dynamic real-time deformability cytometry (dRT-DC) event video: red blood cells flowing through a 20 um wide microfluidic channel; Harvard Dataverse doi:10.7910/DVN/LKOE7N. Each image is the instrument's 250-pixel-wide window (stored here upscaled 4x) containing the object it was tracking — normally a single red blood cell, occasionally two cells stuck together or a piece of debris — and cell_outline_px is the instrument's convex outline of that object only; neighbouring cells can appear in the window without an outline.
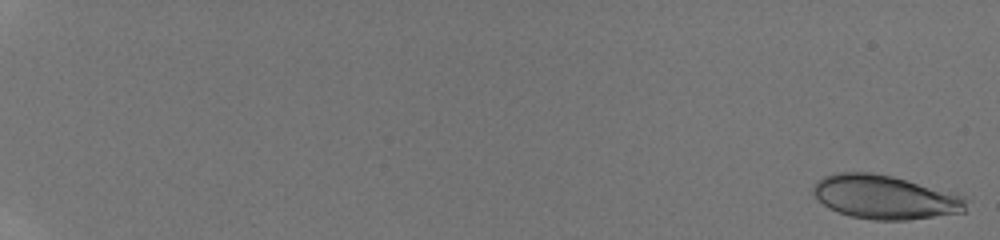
{"species": "human", "species_latin": "Homo sapiens", "temperature_condition": "room temperature", "stored_images_in_passage": 69, "camera_frame_rate_fps": 3000, "um_per_image_px": 0.085, "donor": {"sex": "male"}, "frame": {"image": 1, "passage_image": 1, "time_ms": 0.0, "image_size_px": [1000, 240], "cell_outline_px": [[972, 200], [964, 212], [908, 220], [872, 220], [848, 216], [836, 212], [828, 208], [812, 192], [812, 188], [816, 180], [832, 172], [872, 172], [892, 176], [956, 192]], "centroid_in_image_um": [75.26, 16.75], "position_along_channel_um": 9.7, "area_um2": 39.88}}
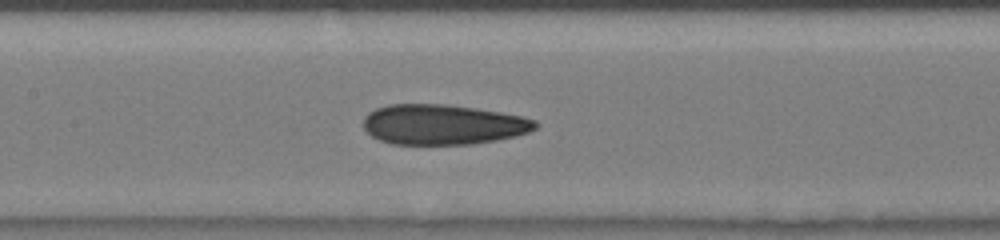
{"frame": {"image": 2, "passage_image": 42, "time_ms": 9.667, "image_size_px": [1000, 240], "cell_outline_px": [[540, 124], [536, 128], [528, 132], [516, 136], [496, 140], [472, 144], [392, 144], [380, 140], [372, 136], [364, 128], [364, 116], [368, 112], [376, 108], [388, 104], [444, 104], [476, 108], [500, 112], [520, 116], [536, 120]], "centroid_in_image_um": [37.65, 10.58], "position_along_channel_um": 169.8, "area_um2": 40.34}}
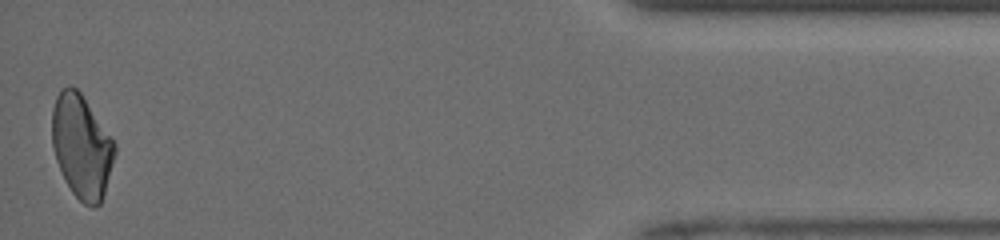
{"frame": {"image": 3, "passage_image": 69, "time_ms": 17.333, "image_size_px": [1000, 240], "cell_outline_px": [[116, 152], [104, 192], [100, 204], [92, 208], [84, 204], [72, 192], [64, 180], [56, 160], [52, 148], [52, 108], [56, 96], [60, 88], [68, 84], [76, 88], [80, 92], [112, 136], [116, 144]], "centroid_in_image_um": [6.92, 12.42], "position_along_channel_um": 428.3, "area_um2": 38.09}, "authors_computed_cell_mechanics": {"area_um2": 39.4196, "velocity_mm_per_s": 4.1578, "shape_relaxation_time_tau1_ms": null, "shape_relaxation_time_tau2_ms": 3.2295, "deformation_change_tau1": null, "deformation_change_tau2": 0.0823}}